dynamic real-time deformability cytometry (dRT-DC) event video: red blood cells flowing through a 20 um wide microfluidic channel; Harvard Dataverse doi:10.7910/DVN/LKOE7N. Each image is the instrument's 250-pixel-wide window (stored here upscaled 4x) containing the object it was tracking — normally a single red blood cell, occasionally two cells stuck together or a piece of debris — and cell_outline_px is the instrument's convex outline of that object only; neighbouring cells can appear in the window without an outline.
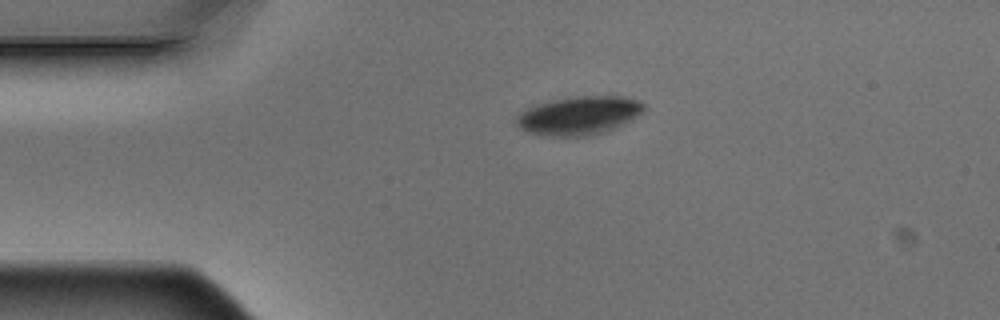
{"species": "Egyptian fruit bat (a non-hibernating species)", "species_latin": "Rousettus aegyptiacus", "temperature_condition": "warm", "stored_images_in_passage": 2, "camera_frame_rate_fps": 3000, "um_per_image_px": 0.085, "animal": {"sex": "male"}, "frame": {"image": 1, "passage_image": 1, "time_ms": 0.0, "image_size_px": [1000, 320], "cell_outline_px": [[644, 108], [636, 116], [624, 124], [616, 128], [604, 132], [588, 136], [552, 136], [528, 132], [520, 128], [516, 124], [516, 120], [520, 112], [536, 104], [576, 96], [624, 96], [640, 100], [644, 104]], "centroid_in_image_um": [49.23, 9.82], "position_along_channel_um": 35.8, "area_um2": 28.38}}